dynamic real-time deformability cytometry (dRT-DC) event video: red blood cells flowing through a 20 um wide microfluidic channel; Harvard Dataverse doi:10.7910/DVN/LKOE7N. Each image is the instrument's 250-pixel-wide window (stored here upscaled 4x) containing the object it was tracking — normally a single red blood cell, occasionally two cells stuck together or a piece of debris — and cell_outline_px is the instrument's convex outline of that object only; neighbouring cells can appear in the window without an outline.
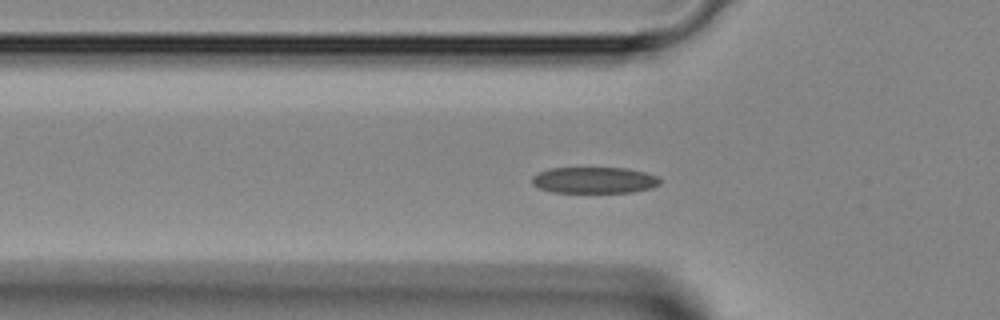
{"species": "Egyptian fruit bat (a non-hibernating species)", "species_latin": "Rousettus aegyptiacus", "temperature_condition": "room temperature", "stored_images_in_passage": 35, "segment_of_instrument_passage": [1, 2], "camera_frame_rate_fps": 3000, "um_per_image_px": 0.085, "animal": {"sex": "female"}, "frame": {"image": 1, "passage_image": 4, "time_ms": 1.0, "image_size_px": [1000, 320], "cell_outline_px": [[660, 184], [652, 188], [632, 192], [552, 192], [540, 188], [532, 184], [532, 176], [536, 172], [548, 168], [628, 168], [644, 172], [656, 176], [660, 180]], "centroid_in_image_um": [50.48, 15.31], "position_along_channel_um": 75.3, "area_um2": 19.65}}
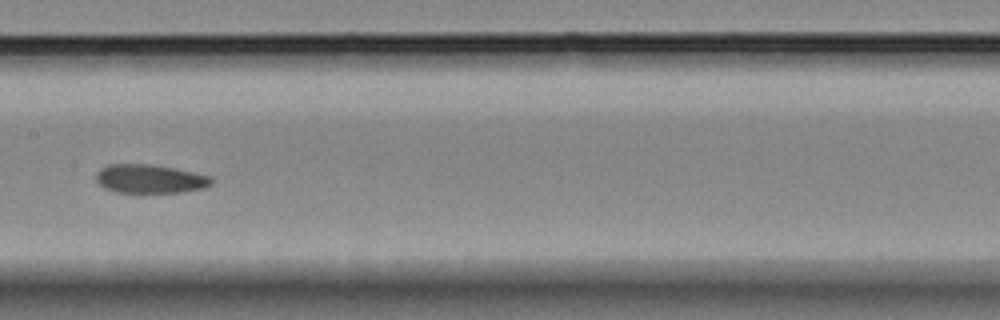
{"frame": {"image": 2, "passage_image": 12, "time_ms": 3.667, "image_size_px": [1000, 320], "cell_outline_px": [[212, 184], [204, 188], [180, 192], [116, 192], [104, 188], [96, 180], [96, 172], [100, 168], [108, 164], [152, 164], [212, 176]], "centroid_in_image_um": [12.72, 15.19], "position_along_channel_um": 194.7, "area_um2": 19.25}}
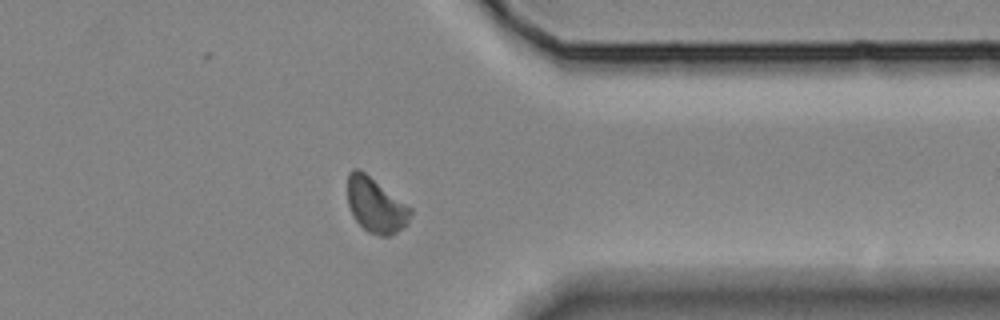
{"frame": {"image": 3, "passage_image": 25, "time_ms": 8.0, "image_size_px": [1000, 320], "cell_outline_px": [[412, 212], [408, 224], [396, 232], [388, 236], [380, 236], [368, 232], [352, 216], [348, 204], [348, 172], [352, 168], [360, 168], [412, 208]], "centroid_in_image_um": [31.93, 17.43], "position_along_channel_um": 379.5, "area_um2": 20.23}}